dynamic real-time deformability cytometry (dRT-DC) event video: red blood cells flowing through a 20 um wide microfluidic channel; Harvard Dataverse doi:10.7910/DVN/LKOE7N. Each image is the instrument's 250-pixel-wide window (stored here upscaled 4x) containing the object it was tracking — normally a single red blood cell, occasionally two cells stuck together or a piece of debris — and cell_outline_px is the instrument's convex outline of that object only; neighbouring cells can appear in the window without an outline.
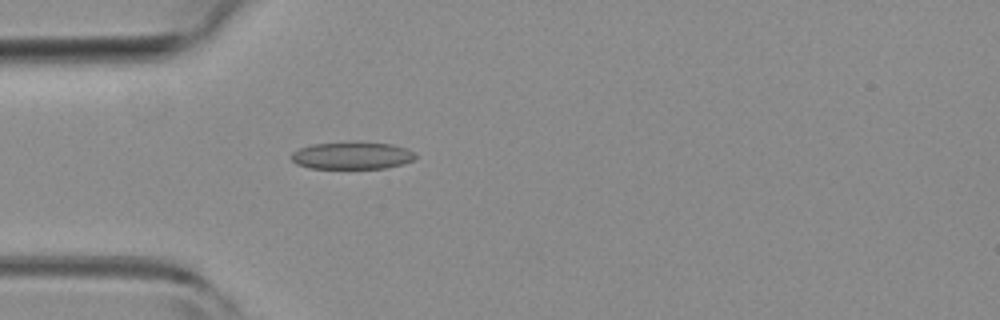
{"species": "common noctule bat (a hibernating species)", "species_latin": "Nyctalus noctula", "temperature_condition": "room temperature", "stored_images_in_passage": 5, "camera_frame_rate_fps": 3000, "um_per_image_px": 0.085, "animal": {"sex": "female", "body_mass_g": 19.3, "forearm_length_mm": 54.1}, "frame": {"image": 1, "passage_image": 5, "time_ms": 1.333, "image_size_px": [1000, 320], "cell_outline_px": [[416, 156], [412, 160], [400, 164], [384, 168], [308, 168], [296, 164], [292, 160], [292, 152], [300, 148], [312, 144], [352, 140], [392, 144], [404, 148], [412, 152]], "centroid_in_image_um": [29.87, 13.19], "position_along_channel_um": 55.1, "area_um2": 19.94}}